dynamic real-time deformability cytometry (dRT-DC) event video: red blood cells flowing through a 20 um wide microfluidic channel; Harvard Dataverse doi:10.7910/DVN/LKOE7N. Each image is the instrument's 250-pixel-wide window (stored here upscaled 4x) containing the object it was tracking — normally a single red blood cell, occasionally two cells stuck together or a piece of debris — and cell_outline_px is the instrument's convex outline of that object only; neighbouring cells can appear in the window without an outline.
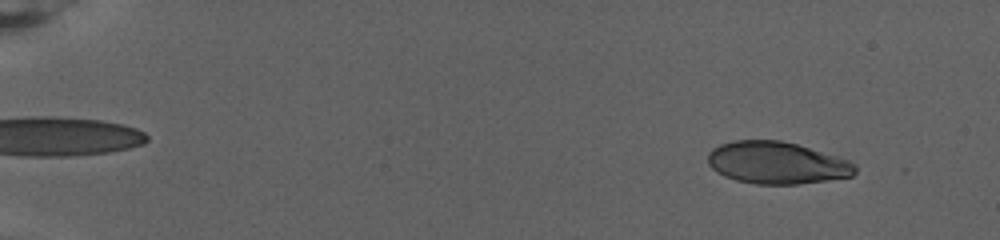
{"species": "human", "species_latin": "Homo sapiens", "temperature_condition": "warm", "stored_images_in_passage": 82, "camera_frame_rate_fps": 3000, "um_per_image_px": 0.085, "donor": {"sex": "female"}, "frame": {"image": 1, "passage_image": 8, "time_ms": 2.333, "image_size_px": [1000, 240], "cell_outline_px": [[856, 172], [852, 176], [796, 184], [756, 184], [736, 180], [724, 176], [716, 172], [708, 164], [708, 152], [712, 148], [720, 144], [736, 140], [780, 140], [796, 144], [836, 156], [848, 160], [856, 164]], "centroid_in_image_um": [65.99, 13.84], "position_along_channel_um": 19.0, "area_um2": 36.01}}
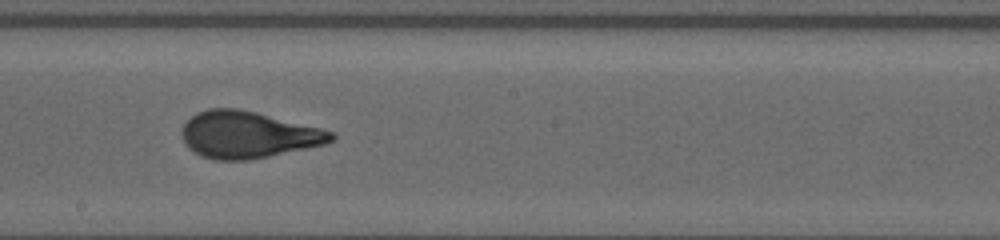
{"frame": {"image": 2, "passage_image": 49, "time_ms": 16.0, "image_size_px": [1000, 240], "cell_outline_px": [[336, 136], [332, 140], [324, 144], [268, 156], [248, 160], [216, 160], [200, 156], [188, 148], [184, 144], [180, 132], [184, 124], [196, 112], [208, 108], [236, 108], [256, 112], [336, 132]], "centroid_in_image_um": [21.03, 11.45], "position_along_channel_um": 227.2, "area_um2": 40.63}}
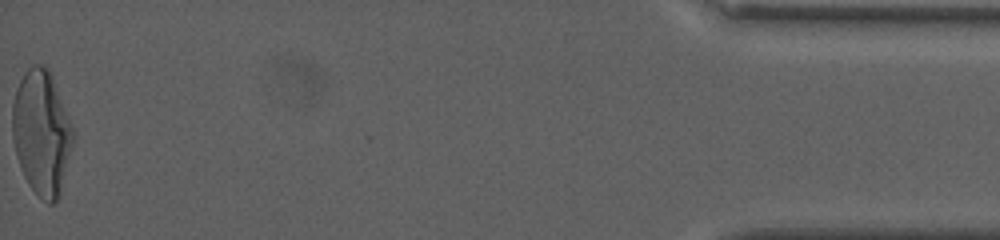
{"frame": {"image": 3, "passage_image": 82, "time_ms": 27.0, "image_size_px": [1000, 240], "cell_outline_px": [[72, 144], [60, 196], [52, 204], [48, 204], [28, 184], [24, 176], [16, 156], [12, 136], [12, 104], [16, 88], [24, 72], [32, 64], [44, 64], [48, 68], [52, 76], [68, 116], [72, 128]], "centroid_in_image_um": [3.51, 11.25], "position_along_channel_um": 431.7, "area_um2": 43.75}, "authors_computed_cell_mechanics": {"area_um2": 39.5063, "velocity_mm_per_s": 2.6164, "shape_relaxation_time_tau1_ms": 6.5821, "shape_relaxation_time_tau2_ms": null, "deformation_change_tau1": 0.2436, "deformation_change_tau2": null}}